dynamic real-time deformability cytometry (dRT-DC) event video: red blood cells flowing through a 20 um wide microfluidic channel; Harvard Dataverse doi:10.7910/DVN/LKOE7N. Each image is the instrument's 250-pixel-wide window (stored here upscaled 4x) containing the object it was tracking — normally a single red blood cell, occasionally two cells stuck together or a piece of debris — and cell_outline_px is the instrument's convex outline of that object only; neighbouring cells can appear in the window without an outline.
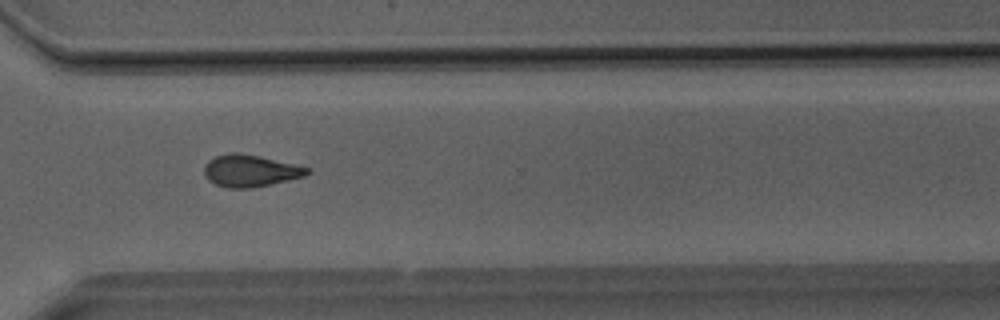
{"species": "Egyptian fruit bat (a non-hibernating species)", "species_latin": "Rousettus aegyptiacus", "temperature_condition": "room temperature", "stored_images_in_passage": 17, "camera_frame_rate_fps": 3000, "um_per_image_px": 0.085, "animal": {"sex": "male"}, "frame": {"image": 1, "passage_image": 17, "time_ms": 5.333, "image_size_px": [1000, 320], "cell_outline_px": [[312, 172], [304, 176], [252, 188], [228, 188], [216, 184], [208, 180], [204, 176], [204, 164], [208, 160], [216, 156], [232, 152], [236, 152], [260, 156], [296, 164], [312, 168]], "centroid_in_image_um": [21.28, 14.5], "position_along_channel_um": 349.3, "area_um2": 19.31}}